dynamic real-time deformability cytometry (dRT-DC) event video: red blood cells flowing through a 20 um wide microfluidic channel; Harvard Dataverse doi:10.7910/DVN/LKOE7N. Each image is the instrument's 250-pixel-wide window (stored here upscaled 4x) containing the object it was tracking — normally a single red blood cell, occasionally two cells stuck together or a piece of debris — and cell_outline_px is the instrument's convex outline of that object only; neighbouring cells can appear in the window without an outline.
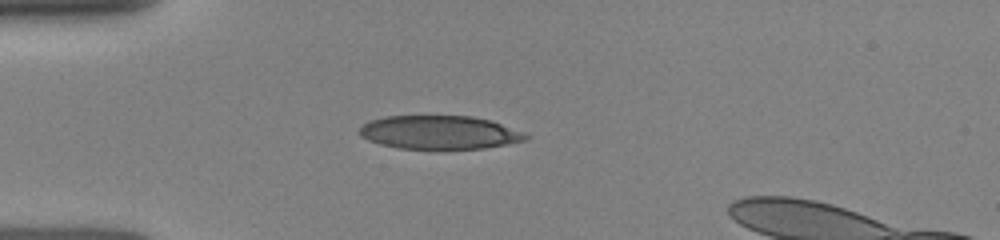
{"species": "human", "species_latin": "Homo sapiens", "temperature_condition": "room temperature", "stored_images_in_passage": 23, "camera_frame_rate_fps": 3000, "um_per_image_px": 0.085, "donor": {"sex": "female"}, "frame": {"image": 1, "passage_image": 1, "time_ms": 0.0, "image_size_px": [1000, 240], "cell_outline_px": [[532, 136], [528, 140], [508, 144], [484, 148], [400, 148], [380, 144], [368, 140], [360, 136], [360, 128], [368, 120], [384, 116], [472, 116], [492, 120], [528, 132]], "centroid_in_image_um": [37.44, 11.24], "position_along_channel_um": 47.6, "area_um2": 32.77}}
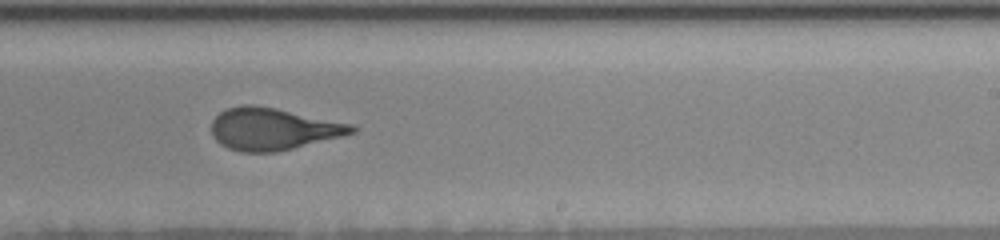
{"frame": {"image": 2, "passage_image": 12, "time_ms": 5.667, "image_size_px": [1000, 240], "cell_outline_px": [[356, 132], [276, 152], [240, 152], [228, 148], [220, 144], [212, 136], [212, 120], [220, 112], [228, 108], [240, 104], [252, 104], [276, 108], [352, 124], [356, 128]], "centroid_in_image_um": [23.15, 10.95], "position_along_channel_um": 265.9, "area_um2": 34.16}}
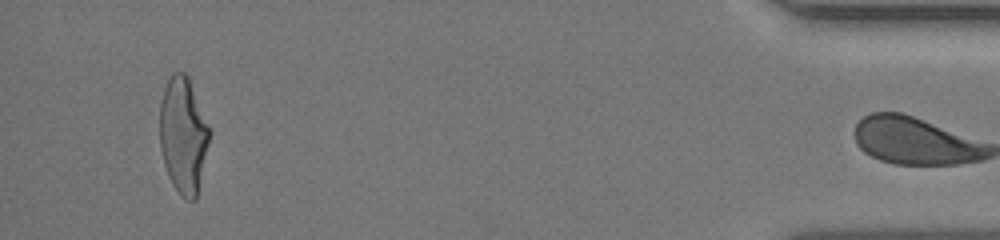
{"frame": {"image": 3, "passage_image": 22, "time_ms": 11.0, "image_size_px": [1000, 240], "cell_outline_px": [[208, 144], [196, 200], [188, 200], [172, 184], [168, 176], [164, 164], [160, 148], [160, 104], [164, 88], [172, 72], [184, 72], [188, 76], [208, 128]], "centroid_in_image_um": [15.54, 11.49], "position_along_channel_um": 419.7, "area_um2": 32.77}}